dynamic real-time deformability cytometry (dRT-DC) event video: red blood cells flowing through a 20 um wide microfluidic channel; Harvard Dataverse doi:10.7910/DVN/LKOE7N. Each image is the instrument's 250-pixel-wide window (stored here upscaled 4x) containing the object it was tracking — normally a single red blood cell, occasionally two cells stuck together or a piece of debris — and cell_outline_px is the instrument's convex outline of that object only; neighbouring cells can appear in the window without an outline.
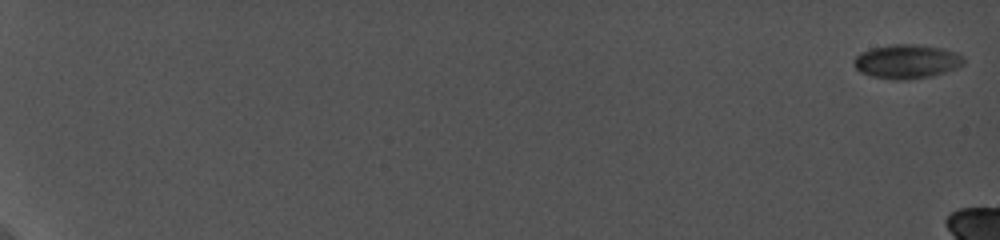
{"species": "common noctule bat (a hibernating species)", "species_latin": "Nyctalus noctula", "temperature_condition": "cold", "stored_images_in_passage": 5, "camera_frame_rate_fps": 5000, "um_per_image_px": 0.085, "animal": {"sex": "female", "body_mass_g": 19.0, "forearm_length_mm": 56.7}, "frame": {"image": 1, "passage_image": 1, "time_ms": 0.0, "image_size_px": [1000, 240], "cell_outline_px": [[964, 64], [956, 68], [944, 72], [928, 76], [904, 80], [896, 80], [872, 76], [860, 72], [852, 64], [852, 60], [860, 52], [872, 48], [892, 44], [916, 44], [944, 48], [956, 52], [964, 56]], "centroid_in_image_um": [77.06, 5.21], "position_along_channel_um": 7.9, "area_um2": 21.85}}